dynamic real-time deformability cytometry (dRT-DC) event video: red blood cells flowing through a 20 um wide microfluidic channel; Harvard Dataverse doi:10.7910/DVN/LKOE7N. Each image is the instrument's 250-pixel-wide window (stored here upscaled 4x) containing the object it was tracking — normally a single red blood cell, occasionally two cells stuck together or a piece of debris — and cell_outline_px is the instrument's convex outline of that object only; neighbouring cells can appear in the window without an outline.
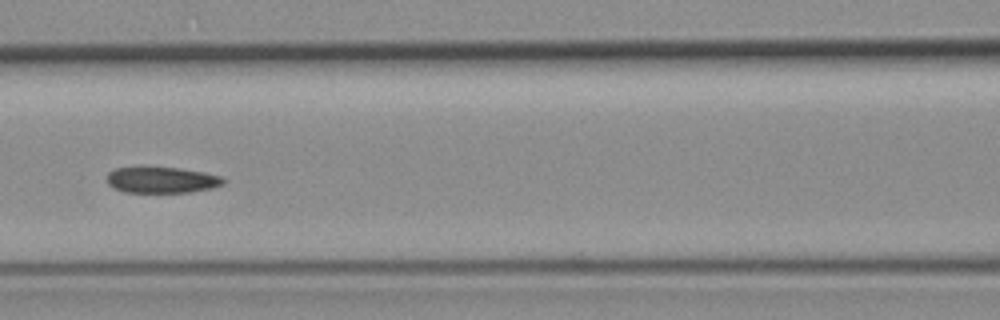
{"species": "common noctule bat (a hibernating species)", "species_latin": "Nyctalus noctula", "temperature_condition": "room temperature", "stored_images_in_passage": 5, "camera_frame_rate_fps": 3000, "um_per_image_px": 0.085, "animal": {"sex": "female", "body_mass_g": 19.3, "forearm_length_mm": 54.1}, "frame": {"image": 1, "passage_image": 5, "time_ms": 4.667, "image_size_px": [1000, 320], "cell_outline_px": [[228, 180], [224, 184], [212, 188], [192, 192], [124, 192], [112, 188], [108, 184], [108, 172], [116, 168], [180, 168], [204, 172], [224, 176]], "centroid_in_image_um": [13.82, 15.31], "position_along_channel_um": 152.8, "area_um2": 17.74}}